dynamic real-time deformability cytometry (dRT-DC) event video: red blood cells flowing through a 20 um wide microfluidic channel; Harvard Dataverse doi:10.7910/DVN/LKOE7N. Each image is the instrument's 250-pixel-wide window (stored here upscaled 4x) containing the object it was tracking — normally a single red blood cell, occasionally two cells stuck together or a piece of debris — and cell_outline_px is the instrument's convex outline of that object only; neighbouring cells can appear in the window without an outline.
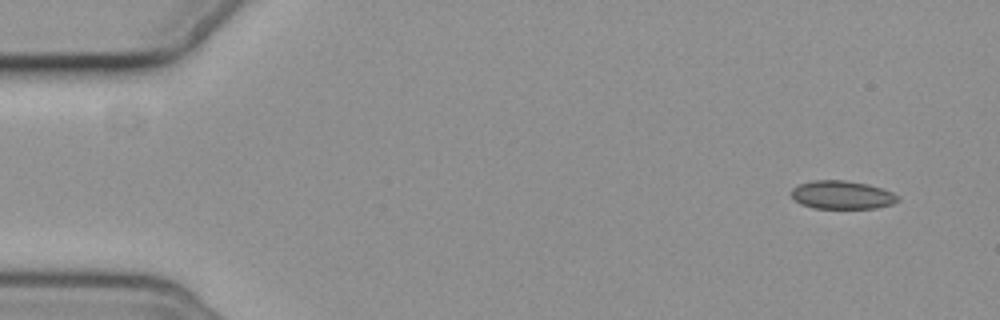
{"species": "common noctule bat (a hibernating species)", "species_latin": "Nyctalus noctula", "temperature_condition": "cold", "stored_images_in_passage": 2, "camera_frame_rate_fps": 3000, "um_per_image_px": 0.085, "animal": {"sex": "female", "body_mass_g": 19.3, "forearm_length_mm": 54.1}, "frame": {"image": 1, "passage_image": 2, "time_ms": 1.333, "image_size_px": [1000, 320], "cell_outline_px": [[900, 200], [892, 204], [876, 208], [812, 208], [800, 204], [792, 196], [792, 188], [800, 184], [812, 180], [844, 180], [868, 184], [892, 192], [900, 196]], "centroid_in_image_um": [71.59, 16.57], "position_along_channel_um": 13.4, "area_um2": 17.57}}